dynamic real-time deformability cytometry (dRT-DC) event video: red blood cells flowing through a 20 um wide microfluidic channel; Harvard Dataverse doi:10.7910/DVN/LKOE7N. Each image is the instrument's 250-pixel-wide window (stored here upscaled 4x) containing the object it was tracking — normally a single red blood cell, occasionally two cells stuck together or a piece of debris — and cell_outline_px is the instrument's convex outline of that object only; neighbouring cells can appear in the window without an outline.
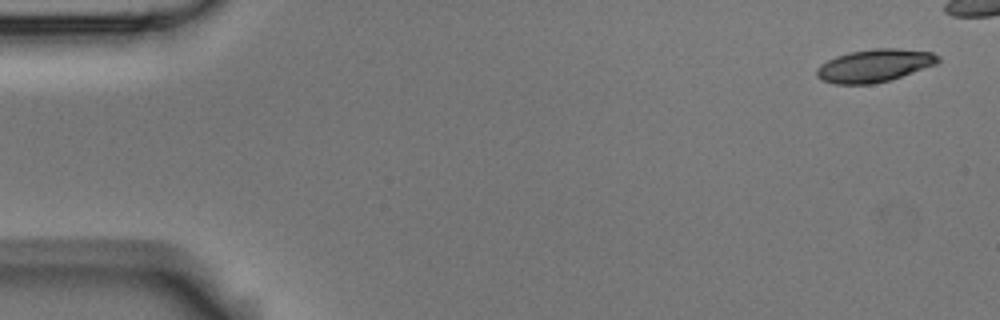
{"species": "Egyptian fruit bat (a non-hibernating species)", "species_latin": "Rousettus aegyptiacus", "temperature_condition": "room temperature", "stored_images_in_passage": 6, "camera_frame_rate_fps": 3000, "um_per_image_px": 0.085, "animal": {"sex": "male"}, "frame": {"image": 1, "passage_image": 1, "time_ms": 0.0, "image_size_px": [1000, 320], "cell_outline_px": [[940, 60], [936, 64], [888, 80], [872, 84], [836, 84], [824, 80], [816, 76], [816, 68], [820, 64], [836, 56], [848, 52], [872, 48], [896, 48], [932, 52], [940, 56]], "centroid_in_image_um": [74.31, 5.56], "position_along_channel_um": 10.7, "area_um2": 23.06}}